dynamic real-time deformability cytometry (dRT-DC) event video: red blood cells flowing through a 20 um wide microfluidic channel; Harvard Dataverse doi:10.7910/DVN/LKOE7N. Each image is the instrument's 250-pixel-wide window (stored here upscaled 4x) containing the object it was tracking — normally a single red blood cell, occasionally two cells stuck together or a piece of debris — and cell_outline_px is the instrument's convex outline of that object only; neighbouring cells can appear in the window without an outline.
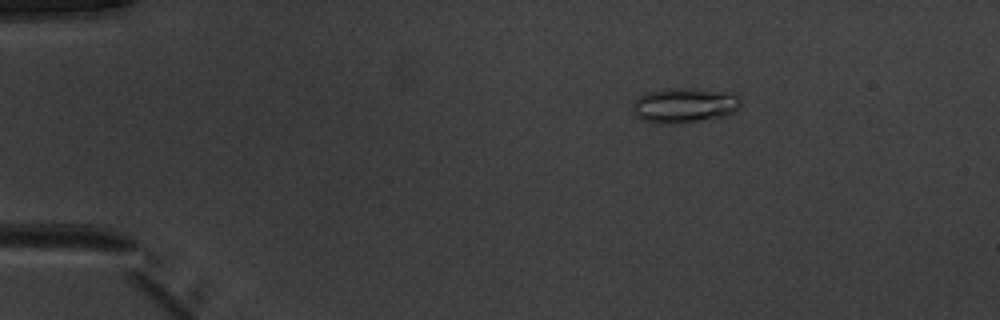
{"species": "common noctule bat (a hibernating species)", "species_latin": "Nyctalus noctula", "temperature_condition": "warm", "stored_images_in_passage": 14, "camera_frame_rate_fps": 3000, "um_per_image_px": 0.085, "animal": {"sex": "male", "body_mass_g": 20.1, "forearm_length_mm": 53.5}, "frame": {"image": 1, "passage_image": 8, "time_ms": 2.333, "image_size_px": [1000, 320], "cell_outline_px": [[740, 104], [736, 112], [724, 116], [680, 124], [656, 124], [644, 120], [636, 116], [632, 108], [632, 100], [648, 92], [664, 88], [692, 88], [736, 92], [740, 96]], "centroid_in_image_um": [58.19, 8.94], "position_along_channel_um": 26.8, "area_um2": 22.66}}